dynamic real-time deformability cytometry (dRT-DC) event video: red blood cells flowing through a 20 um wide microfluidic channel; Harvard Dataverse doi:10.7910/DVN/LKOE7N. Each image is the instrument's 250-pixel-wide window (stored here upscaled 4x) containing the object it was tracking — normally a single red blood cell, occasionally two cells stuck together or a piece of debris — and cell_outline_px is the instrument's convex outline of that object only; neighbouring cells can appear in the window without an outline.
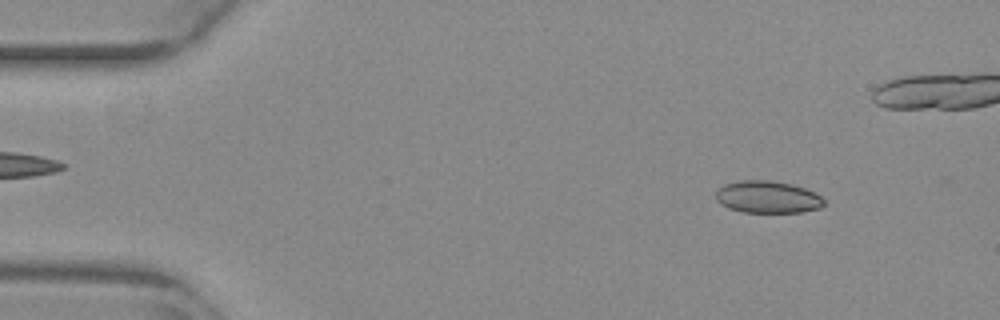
{"species": "common noctule bat (a hibernating species)", "species_latin": "Nyctalus noctula", "temperature_condition": "warm", "stored_images_in_passage": 46, "camera_frame_rate_fps": 3000, "um_per_image_px": 0.085, "animal": {"sex": "female", "body_mass_g": 29.2, "forearm_length_mm": 56.3}, "frame": {"image": 1, "passage_image": 6, "time_ms": 1.667, "image_size_px": [1000, 320], "cell_outline_px": [[824, 204], [820, 208], [804, 212], [744, 212], [728, 208], [720, 204], [716, 200], [716, 192], [724, 184], [740, 180], [768, 180], [792, 184], [816, 192], [824, 200]], "centroid_in_image_um": [65.25, 16.75], "position_along_channel_um": 19.8, "area_um2": 20.35}}
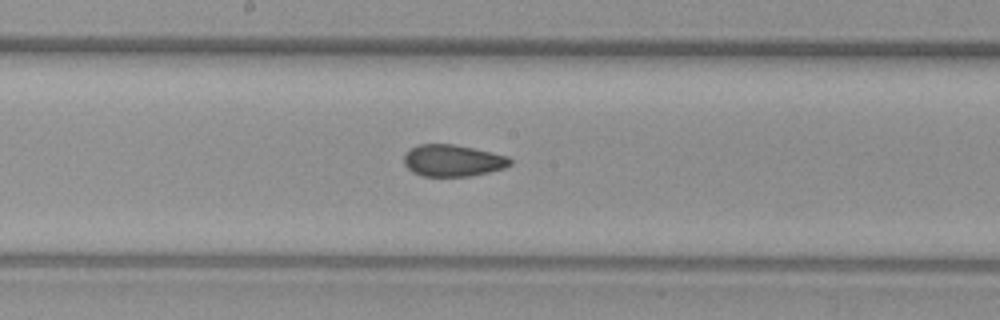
{"frame": {"image": 2, "passage_image": 28, "time_ms": 9.0, "image_size_px": [1000, 320], "cell_outline_px": [[512, 164], [504, 168], [472, 176], [424, 176], [412, 172], [404, 164], [404, 156], [412, 148], [420, 144], [452, 144], [472, 148], [508, 156], [512, 160]], "centroid_in_image_um": [38.5, 13.66], "position_along_channel_um": 209.7, "area_um2": 19.48}}
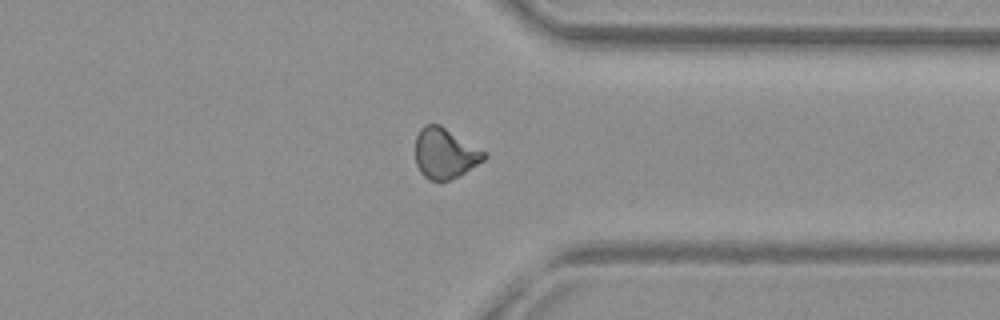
{"frame": {"image": 3, "passage_image": 41, "time_ms": 13.333, "image_size_px": [1000, 320], "cell_outline_px": [[488, 156], [484, 160], [464, 172], [448, 180], [428, 180], [420, 172], [416, 164], [416, 136], [420, 128], [424, 124], [440, 124], [488, 152]], "centroid_in_image_um": [37.83, 13.0], "position_along_channel_um": 373.6, "area_um2": 20.29}}